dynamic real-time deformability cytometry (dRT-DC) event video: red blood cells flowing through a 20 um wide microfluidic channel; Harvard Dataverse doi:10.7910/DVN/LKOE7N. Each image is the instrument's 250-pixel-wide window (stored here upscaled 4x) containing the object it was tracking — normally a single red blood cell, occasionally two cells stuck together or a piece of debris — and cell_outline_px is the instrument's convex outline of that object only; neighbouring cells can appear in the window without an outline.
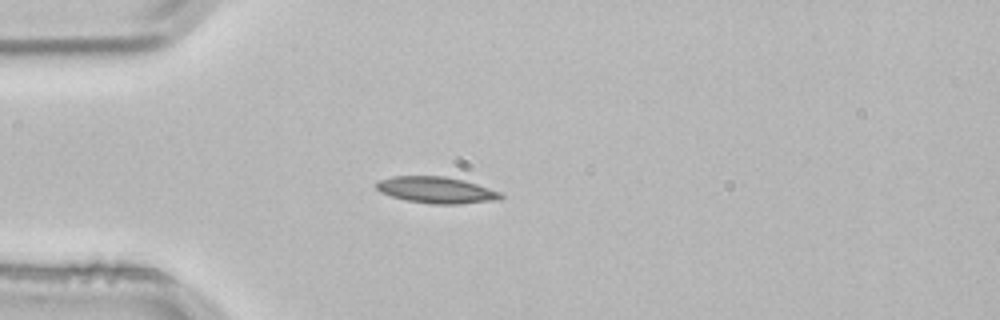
{"species": "common noctule bat (a hibernating species)", "species_latin": "Nyctalus noctula", "temperature_condition": "room temperature", "stored_images_in_passage": 1, "camera_frame_rate_fps": 3000, "um_per_image_px": 0.085, "animal": {"sex": "male", "body_mass_g": 21.5, "forearm_length_mm": 52.0}, "frame": {"image": 1, "passage_image": 1, "time_ms": 0.0, "image_size_px": [1000, 320], "cell_outline_px": [[504, 196], [500, 200], [460, 204], [432, 204], [408, 200], [392, 196], [380, 192], [376, 188], [376, 184], [380, 180], [392, 176], [444, 176], [464, 180], [500, 192]], "centroid_in_image_um": [37.11, 16.15], "position_along_channel_um": 47.9, "area_um2": 19.07}}